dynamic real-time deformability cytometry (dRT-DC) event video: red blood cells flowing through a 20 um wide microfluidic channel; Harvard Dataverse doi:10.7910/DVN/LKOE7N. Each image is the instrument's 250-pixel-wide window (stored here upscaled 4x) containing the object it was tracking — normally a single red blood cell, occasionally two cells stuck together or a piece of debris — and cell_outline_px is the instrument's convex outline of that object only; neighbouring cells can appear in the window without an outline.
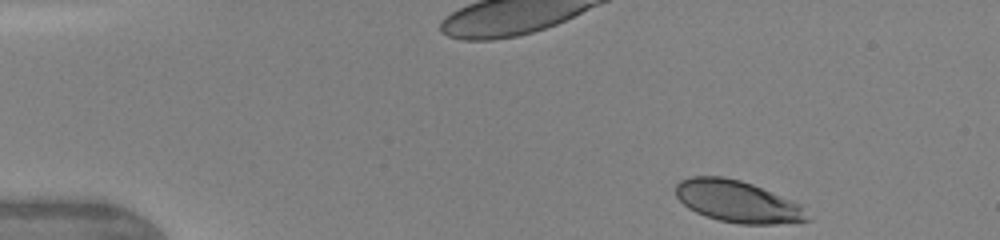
{"species": "human", "species_latin": "Homo sapiens", "temperature_condition": "warm", "stored_images_in_passage": 4, "camera_frame_rate_fps": 3000, "um_per_image_px": 0.085, "donor": {"sex": "female"}, "frame": {"image": 1, "passage_image": 1, "time_ms": 0.0, "image_size_px": [1000, 240], "cell_outline_px": [[812, 220], [776, 224], [740, 224], [720, 220], [696, 212], [688, 208], [676, 196], [676, 184], [680, 180], [692, 176], [724, 176], [740, 180], [752, 184], [792, 200], [800, 204]], "centroid_in_image_um": [62.69, 17.12], "position_along_channel_um": 22.3, "area_um2": 31.91}}